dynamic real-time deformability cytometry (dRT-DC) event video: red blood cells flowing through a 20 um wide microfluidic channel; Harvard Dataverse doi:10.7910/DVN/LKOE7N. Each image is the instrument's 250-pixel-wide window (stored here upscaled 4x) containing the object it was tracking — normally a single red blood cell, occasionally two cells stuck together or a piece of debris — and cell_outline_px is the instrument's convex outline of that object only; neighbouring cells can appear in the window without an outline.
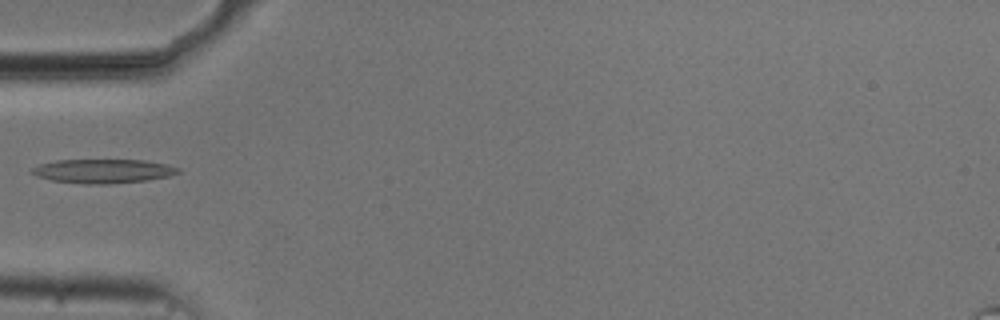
{"species": "common noctule bat (a hibernating species)", "species_latin": "Nyctalus noctula", "temperature_condition": "cold", "stored_images_in_passage": 23, "camera_frame_rate_fps": 3000, "um_per_image_px": 0.085, "animal": {"sex": "male", "body_mass_g": 20.5, "forearm_length_mm": 52.5}, "frame": {"image": 1, "passage_image": 1, "time_ms": 0.0, "image_size_px": [1000, 320], "cell_outline_px": [[180, 172], [168, 176], [148, 180], [108, 184], [84, 184], [52, 180], [36, 176], [32, 172], [32, 168], [40, 164], [56, 160], [144, 160], [164, 164], [180, 168]], "centroid_in_image_um": [8.76, 14.54], "position_along_channel_um": 76.2, "area_um2": 20.35}}
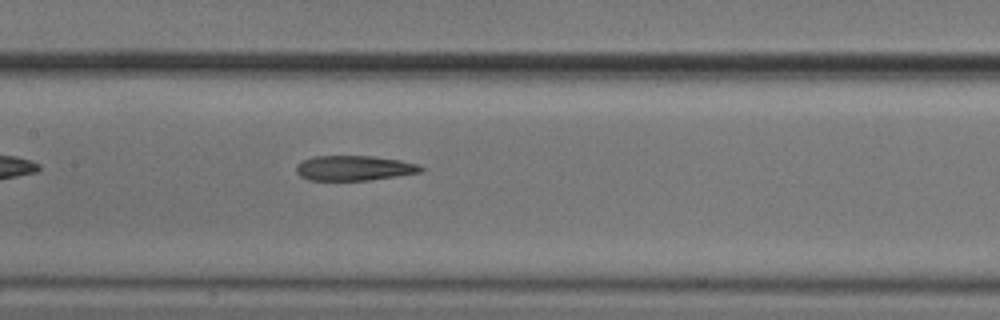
{"frame": {"image": 2, "passage_image": 9, "time_ms": 2.667, "image_size_px": [1000, 320], "cell_outline_px": [[424, 168], [420, 172], [396, 176], [368, 180], [308, 180], [300, 176], [296, 172], [296, 164], [312, 156], [372, 156], [400, 160], [416, 164]], "centroid_in_image_um": [30.05, 14.28], "position_along_channel_um": 177.3, "area_um2": 18.03}}
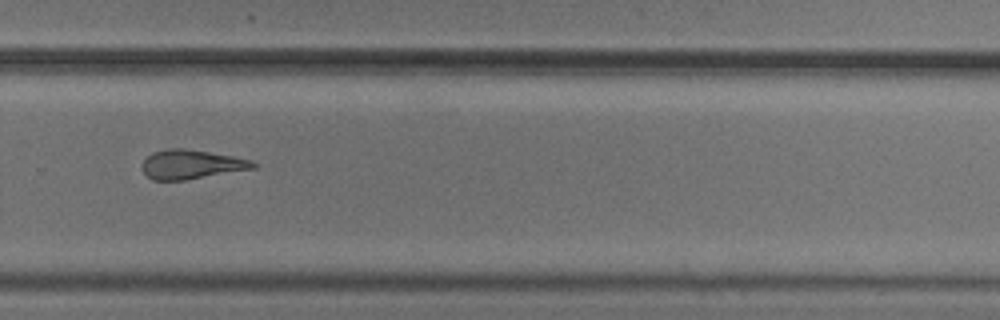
{"frame": {"image": 3, "passage_image": 20, "time_ms": 6.333, "image_size_px": [1000, 320], "cell_outline_px": [[260, 164], [256, 168], [184, 180], [152, 180], [140, 168], [140, 164], [152, 152], [168, 148], [184, 148], [236, 156], [252, 160]], "centroid_in_image_um": [16.28, 13.96], "position_along_channel_um": 313.5, "area_um2": 19.13}}